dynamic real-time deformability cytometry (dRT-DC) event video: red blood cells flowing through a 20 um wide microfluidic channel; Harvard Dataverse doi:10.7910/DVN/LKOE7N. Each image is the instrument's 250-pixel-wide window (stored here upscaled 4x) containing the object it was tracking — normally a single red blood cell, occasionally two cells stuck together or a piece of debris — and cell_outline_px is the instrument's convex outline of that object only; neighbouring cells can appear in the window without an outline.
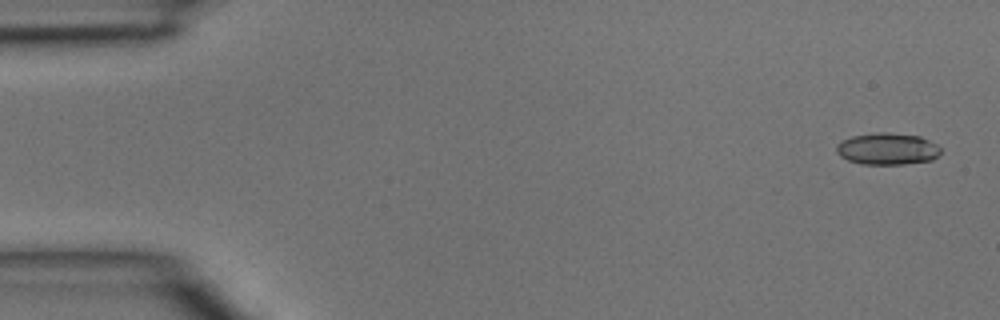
{"species": "common noctule bat (a hibernating species)", "species_latin": "Nyctalus noctula", "temperature_condition": "room temperature", "stored_images_in_passage": 4, "camera_frame_rate_fps": 3000, "um_per_image_px": 0.085, "animal": {"sex": "male", "body_mass_g": 15.6}, "frame": {"image": 1, "passage_image": 1, "time_ms": 0.0, "image_size_px": [1000, 320], "cell_outline_px": [[940, 152], [932, 160], [904, 164], [860, 164], [848, 160], [840, 156], [836, 152], [836, 144], [852, 136], [876, 132], [888, 132], [920, 136], [936, 144], [940, 148]], "centroid_in_image_um": [75.4, 12.65], "position_along_channel_um": 9.6, "area_um2": 19.31}}